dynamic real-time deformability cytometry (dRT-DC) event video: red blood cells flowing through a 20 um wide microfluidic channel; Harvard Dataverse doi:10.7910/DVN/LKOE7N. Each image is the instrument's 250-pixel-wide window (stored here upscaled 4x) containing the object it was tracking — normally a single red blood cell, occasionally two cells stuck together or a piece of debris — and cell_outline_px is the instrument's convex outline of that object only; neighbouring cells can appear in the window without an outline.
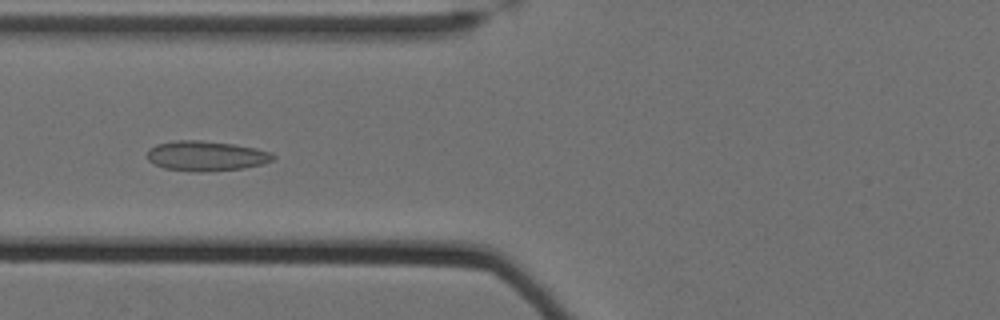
{"species": "Egyptian fruit bat (a non-hibernating species)", "species_latin": "Rousettus aegyptiacus", "temperature_condition": "cold", "stored_images_in_passage": 46, "camera_frame_rate_fps": 3000, "um_per_image_px": 0.085, "animal": {"sex": "female"}, "frame": {"image": 1, "passage_image": 24, "time_ms": 7.667, "image_size_px": [1000, 320], "cell_outline_px": [[276, 156], [272, 160], [260, 164], [244, 168], [200, 172], [196, 172], [164, 168], [148, 160], [148, 148], [156, 144], [176, 140], [200, 140], [232, 144], [256, 148], [272, 152]], "centroid_in_image_um": [17.51, 13.25], "position_along_channel_um": 108.3, "area_um2": 21.91}}
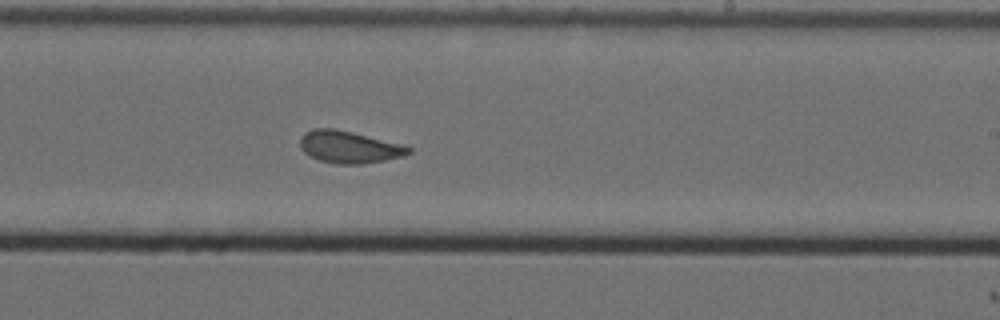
{"frame": {"image": 2, "passage_image": 37, "time_ms": 12.0, "image_size_px": [1000, 320], "cell_outline_px": [[412, 152], [404, 156], [384, 160], [360, 164], [336, 164], [320, 160], [308, 156], [300, 148], [300, 136], [304, 132], [312, 128], [332, 128], [352, 132], [404, 144], [412, 148]], "centroid_in_image_um": [29.66, 12.49], "position_along_channel_um": 259.3, "area_um2": 20.52}}
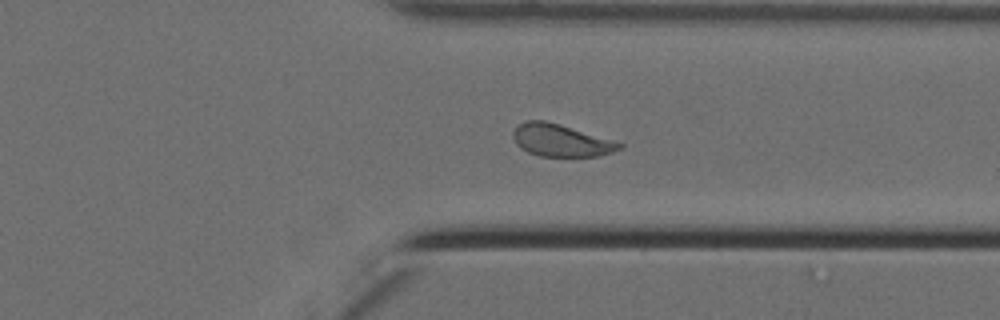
{"frame": {"image": 3, "passage_image": 46, "time_ms": 15.0, "image_size_px": [1000, 320], "cell_outline_px": [[624, 148], [612, 152], [596, 156], [540, 156], [528, 152], [520, 148], [516, 144], [512, 136], [512, 132], [520, 124], [528, 120], [544, 120], [560, 124], [624, 144]], "centroid_in_image_um": [47.65, 11.93], "position_along_channel_um": 363.7, "area_um2": 19.83}, "authors_computed_cell_mechanics": {"area_um2": 21.9062, "velocity_mm_per_s": 3.4798, "shape_relaxation_time_tau1_ms": null, "shape_relaxation_time_tau2_ms": 1.7599, "deformation_change_tau1": null, "deformation_change_tau2": 0.0909}}